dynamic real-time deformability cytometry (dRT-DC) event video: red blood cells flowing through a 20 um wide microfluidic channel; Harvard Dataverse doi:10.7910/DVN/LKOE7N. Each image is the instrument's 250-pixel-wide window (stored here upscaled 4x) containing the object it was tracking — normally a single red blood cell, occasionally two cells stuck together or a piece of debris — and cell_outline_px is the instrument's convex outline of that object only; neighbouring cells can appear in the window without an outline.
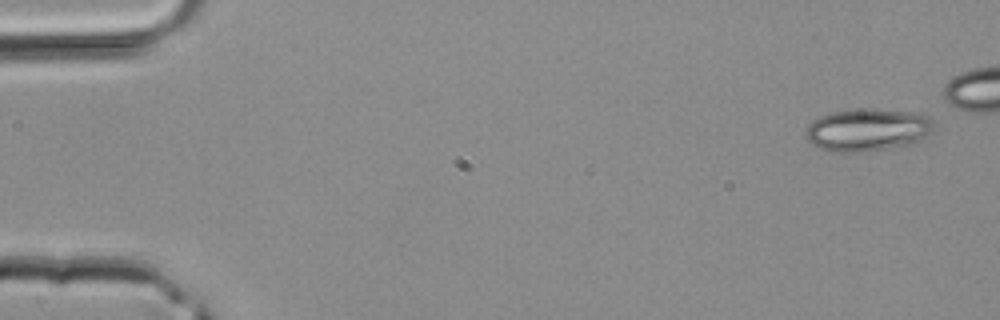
{"species": "common noctule bat (a hibernating species)", "species_latin": "Nyctalus noctula", "temperature_condition": "room temperature", "stored_images_in_passage": 8, "camera_frame_rate_fps": 3000, "um_per_image_px": 0.085, "animal": {"sex": "male", "body_mass_g": 20.4}, "frame": {"image": 1, "passage_image": 1, "time_ms": 0.0, "image_size_px": [1000, 320], "cell_outline_px": [[936, 124], [920, 140], [912, 144], [864, 152], [836, 152], [820, 148], [812, 144], [804, 136], [804, 132], [808, 124], [812, 120], [820, 116], [832, 112], [868, 108], [876, 108], [924, 112], [936, 120]], "centroid_in_image_um": [73.78, 11.01], "position_along_channel_um": 11.2, "area_um2": 32.43}}